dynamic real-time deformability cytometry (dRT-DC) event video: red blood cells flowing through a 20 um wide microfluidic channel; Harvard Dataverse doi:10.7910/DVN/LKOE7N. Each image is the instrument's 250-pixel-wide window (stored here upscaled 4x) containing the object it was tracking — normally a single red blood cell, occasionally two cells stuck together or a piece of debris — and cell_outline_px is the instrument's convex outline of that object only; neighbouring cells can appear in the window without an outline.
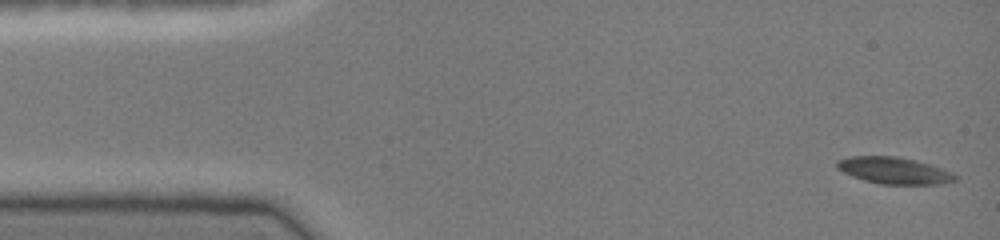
{"species": "common noctule bat (a hibernating species)", "species_latin": "Nyctalus noctula", "temperature_condition": "cold", "stored_images_in_passage": 45, "camera_frame_rate_fps": 3000, "um_per_image_px": 0.085, "animal": {"sex": "female", "body_mass_g": 19.0, "forearm_length_mm": 51.5}, "frame": {"image": 1, "passage_image": 1, "time_ms": 0.0, "image_size_px": [1000, 240], "cell_outline_px": [[956, 180], [944, 184], [880, 184], [864, 180], [852, 176], [836, 168], [836, 160], [848, 156], [896, 156], [916, 160], [944, 168], [952, 172], [956, 176]], "centroid_in_image_um": [76.0, 14.49], "position_along_channel_um": 9.0, "area_um2": 18.55}}
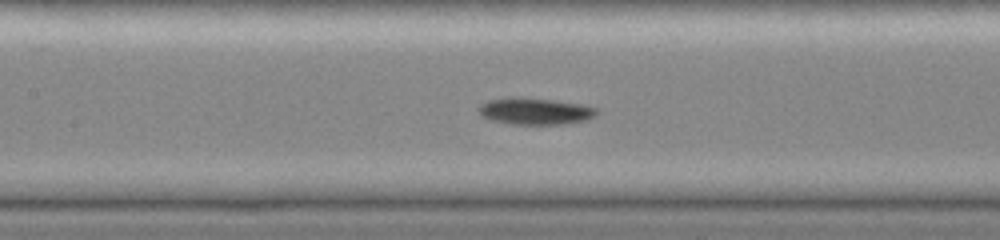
{"frame": {"image": 2, "passage_image": 20, "time_ms": 6.333, "image_size_px": [1000, 240], "cell_outline_px": [[600, 112], [596, 116], [584, 120], [564, 124], [512, 124], [492, 120], [480, 116], [476, 108], [480, 104], [488, 100], [508, 96], [552, 100], [580, 104], [596, 108]], "centroid_in_image_um": [45.43, 9.44], "position_along_channel_um": 162.0, "area_um2": 18.5}}
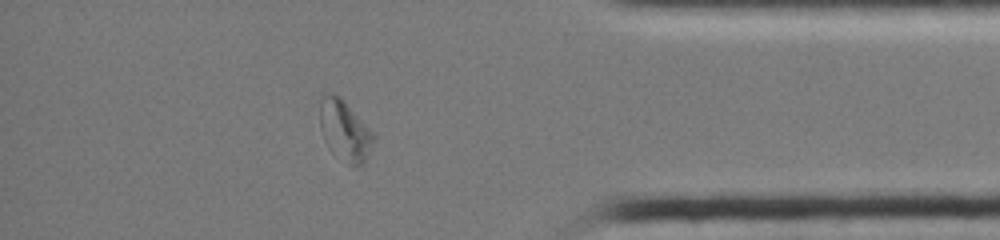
{"frame": {"image": 3, "passage_image": 39, "time_ms": 12.667, "image_size_px": [1000, 240], "cell_outline_px": [[376, 140], [364, 164], [356, 168], [324, 140], [320, 128], [320, 100], [324, 92], [336, 96], [376, 136]], "centroid_in_image_um": [29.32, 11.12], "position_along_channel_um": 405.9, "area_um2": 17.8}, "authors_computed_cell_mechanics": {"area_um2": 18.0914, "velocity_mm_per_s": 4.1011, "shape_relaxation_time_tau1_ms": 8.9047, "shape_relaxation_time_tau2_ms": 8.308, "deformation_change_tau1": 0.2133, "deformation_change_tau2": 0.1425}}